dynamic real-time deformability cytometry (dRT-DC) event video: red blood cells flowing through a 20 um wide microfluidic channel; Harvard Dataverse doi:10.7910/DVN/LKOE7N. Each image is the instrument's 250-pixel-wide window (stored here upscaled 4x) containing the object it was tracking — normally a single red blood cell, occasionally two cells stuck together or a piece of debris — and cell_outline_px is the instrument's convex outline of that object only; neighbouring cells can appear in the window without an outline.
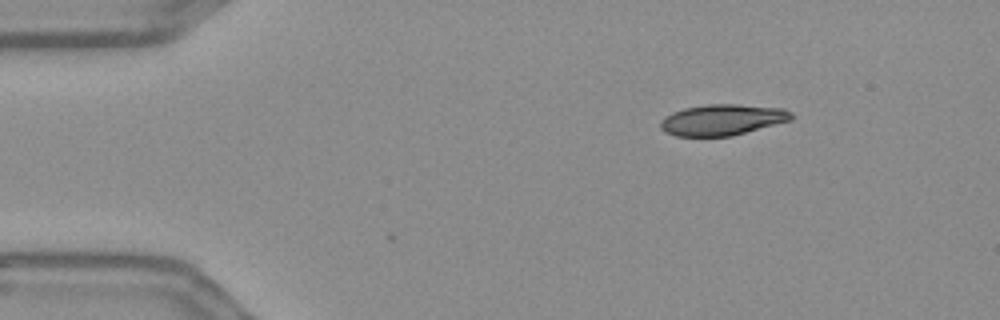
{"species": "Egyptian fruit bat (a non-hibernating species)", "species_latin": "Rousettus aegyptiacus", "temperature_condition": "warm", "stored_images_in_passage": 2, "camera_frame_rate_fps": 3000, "um_per_image_px": 0.085, "frame": {"image": 1, "passage_image": 2, "time_ms": 0.333, "image_size_px": [1000, 320], "cell_outline_px": [[792, 120], [732, 136], [676, 136], [664, 132], [660, 128], [660, 124], [664, 116], [672, 112], [684, 108], [708, 104], [736, 104], [784, 108], [792, 112]], "centroid_in_image_um": [61.39, 10.18], "position_along_channel_um": 23.6, "area_um2": 23.76}}